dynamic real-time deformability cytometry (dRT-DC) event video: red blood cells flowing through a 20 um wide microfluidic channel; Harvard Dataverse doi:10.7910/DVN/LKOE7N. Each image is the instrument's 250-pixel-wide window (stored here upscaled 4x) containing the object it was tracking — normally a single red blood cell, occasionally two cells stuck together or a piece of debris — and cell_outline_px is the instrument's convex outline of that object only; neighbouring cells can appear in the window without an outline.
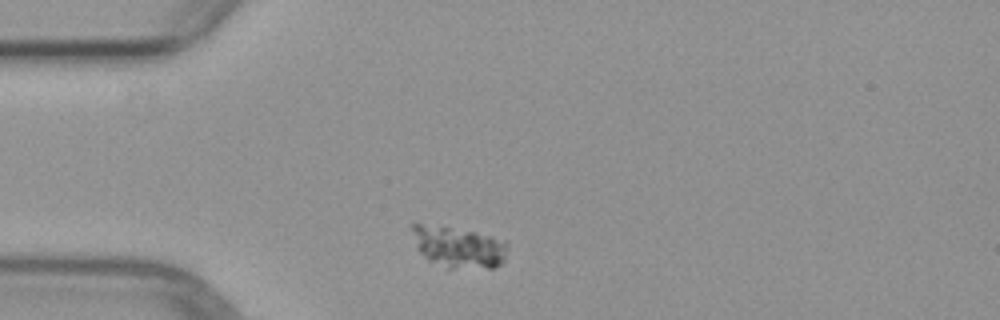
{"species": "common noctule bat (a hibernating species)", "species_latin": "Nyctalus noctula", "temperature_condition": "warm", "stored_images_in_passage": 5, "camera_frame_rate_fps": 3000, "um_per_image_px": 0.085, "animal": {"sex": "female", "body_mass_g": 29.2, "forearm_length_mm": 56.3}, "frame": {"image": 1, "passage_image": 1, "time_ms": 0.0, "image_size_px": [1000, 320], "cell_outline_px": [[508, 248], [504, 264], [492, 268], [448, 268], [428, 260], [416, 248], [408, 224], [412, 220], [416, 220], [476, 232], [508, 240]], "centroid_in_image_um": [38.92, 20.94], "position_along_channel_um": 46.1, "area_um2": 24.16}}
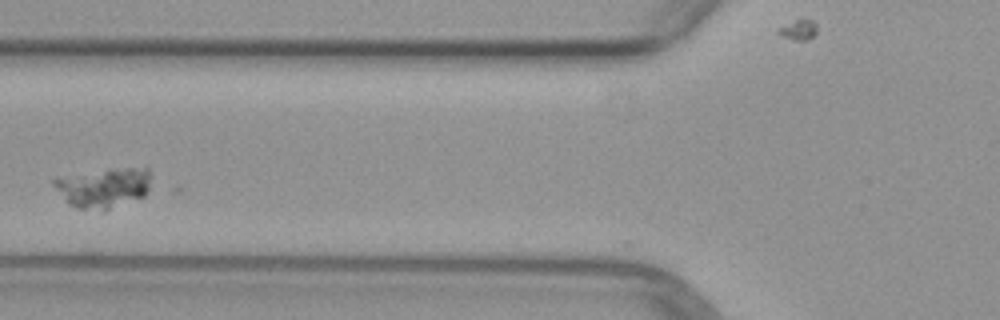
{"frame": {"image": 2, "passage_image": 3, "time_ms": 2.333, "image_size_px": [1000, 320], "cell_outline_px": [[152, 176], [148, 192], [144, 196], [104, 212], [100, 212], [76, 208], [68, 204], [52, 184], [52, 180], [56, 176], [112, 168], [148, 164]], "centroid_in_image_um": [8.85, 15.92], "position_along_channel_um": 116.9, "area_um2": 23.93}}
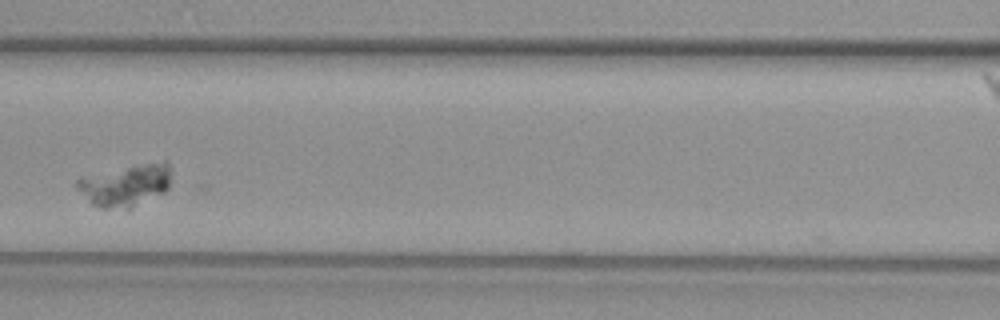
{"frame": {"image": 3, "passage_image": 4, "time_ms": 3.333, "image_size_px": [1000, 320], "cell_outline_px": [[172, 172], [168, 188], [164, 192], [132, 208], [100, 208], [92, 204], [76, 188], [76, 180], [88, 176], [144, 164], [164, 160], [168, 160]], "centroid_in_image_um": [10.74, 15.76], "position_along_channel_um": 155.9, "area_um2": 22.54}}